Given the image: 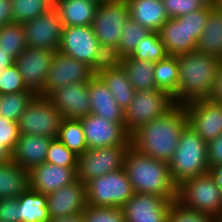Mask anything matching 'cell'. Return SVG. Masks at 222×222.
I'll return each instance as SVG.
<instances>
[{
  "label": "cell",
  "instance_id": "cell-53",
  "mask_svg": "<svg viewBox=\"0 0 222 222\" xmlns=\"http://www.w3.org/2000/svg\"><path fill=\"white\" fill-rule=\"evenodd\" d=\"M11 160V152L0 142V164Z\"/></svg>",
  "mask_w": 222,
  "mask_h": 222
},
{
  "label": "cell",
  "instance_id": "cell-2",
  "mask_svg": "<svg viewBox=\"0 0 222 222\" xmlns=\"http://www.w3.org/2000/svg\"><path fill=\"white\" fill-rule=\"evenodd\" d=\"M123 168L134 193L153 194L168 201L177 200L178 187L171 178L167 162L145 155L130 145Z\"/></svg>",
  "mask_w": 222,
  "mask_h": 222
},
{
  "label": "cell",
  "instance_id": "cell-29",
  "mask_svg": "<svg viewBox=\"0 0 222 222\" xmlns=\"http://www.w3.org/2000/svg\"><path fill=\"white\" fill-rule=\"evenodd\" d=\"M97 76L108 87L115 101L126 111L136 91L131 85L124 68L121 66L116 69L105 70Z\"/></svg>",
  "mask_w": 222,
  "mask_h": 222
},
{
  "label": "cell",
  "instance_id": "cell-51",
  "mask_svg": "<svg viewBox=\"0 0 222 222\" xmlns=\"http://www.w3.org/2000/svg\"><path fill=\"white\" fill-rule=\"evenodd\" d=\"M217 186L220 187L222 193V165L213 166L208 171Z\"/></svg>",
  "mask_w": 222,
  "mask_h": 222
},
{
  "label": "cell",
  "instance_id": "cell-35",
  "mask_svg": "<svg viewBox=\"0 0 222 222\" xmlns=\"http://www.w3.org/2000/svg\"><path fill=\"white\" fill-rule=\"evenodd\" d=\"M25 30L22 24L12 22L0 28V50L15 59L26 49Z\"/></svg>",
  "mask_w": 222,
  "mask_h": 222
},
{
  "label": "cell",
  "instance_id": "cell-1",
  "mask_svg": "<svg viewBox=\"0 0 222 222\" xmlns=\"http://www.w3.org/2000/svg\"><path fill=\"white\" fill-rule=\"evenodd\" d=\"M187 124L184 105L176 104L163 116L134 131L130 135L131 146L156 160L169 163Z\"/></svg>",
  "mask_w": 222,
  "mask_h": 222
},
{
  "label": "cell",
  "instance_id": "cell-31",
  "mask_svg": "<svg viewBox=\"0 0 222 222\" xmlns=\"http://www.w3.org/2000/svg\"><path fill=\"white\" fill-rule=\"evenodd\" d=\"M179 67L177 56L167 55L164 59L155 62L154 80L157 89L165 90L177 104V87Z\"/></svg>",
  "mask_w": 222,
  "mask_h": 222
},
{
  "label": "cell",
  "instance_id": "cell-18",
  "mask_svg": "<svg viewBox=\"0 0 222 222\" xmlns=\"http://www.w3.org/2000/svg\"><path fill=\"white\" fill-rule=\"evenodd\" d=\"M89 81L71 83L53 91L48 98L67 119H80L91 113Z\"/></svg>",
  "mask_w": 222,
  "mask_h": 222
},
{
  "label": "cell",
  "instance_id": "cell-52",
  "mask_svg": "<svg viewBox=\"0 0 222 222\" xmlns=\"http://www.w3.org/2000/svg\"><path fill=\"white\" fill-rule=\"evenodd\" d=\"M49 222H83V217H82V214H76V215L62 217V218H56V219L50 220Z\"/></svg>",
  "mask_w": 222,
  "mask_h": 222
},
{
  "label": "cell",
  "instance_id": "cell-12",
  "mask_svg": "<svg viewBox=\"0 0 222 222\" xmlns=\"http://www.w3.org/2000/svg\"><path fill=\"white\" fill-rule=\"evenodd\" d=\"M54 54V51L45 48L26 47L15 59L26 88L36 95L44 91Z\"/></svg>",
  "mask_w": 222,
  "mask_h": 222
},
{
  "label": "cell",
  "instance_id": "cell-5",
  "mask_svg": "<svg viewBox=\"0 0 222 222\" xmlns=\"http://www.w3.org/2000/svg\"><path fill=\"white\" fill-rule=\"evenodd\" d=\"M177 200L185 207L210 215L215 220L222 217L221 189L209 172L181 184Z\"/></svg>",
  "mask_w": 222,
  "mask_h": 222
},
{
  "label": "cell",
  "instance_id": "cell-49",
  "mask_svg": "<svg viewBox=\"0 0 222 222\" xmlns=\"http://www.w3.org/2000/svg\"><path fill=\"white\" fill-rule=\"evenodd\" d=\"M208 99L222 103V62L218 67L216 77L213 81V87Z\"/></svg>",
  "mask_w": 222,
  "mask_h": 222
},
{
  "label": "cell",
  "instance_id": "cell-45",
  "mask_svg": "<svg viewBox=\"0 0 222 222\" xmlns=\"http://www.w3.org/2000/svg\"><path fill=\"white\" fill-rule=\"evenodd\" d=\"M20 136L18 122L0 116V142L10 151L15 147Z\"/></svg>",
  "mask_w": 222,
  "mask_h": 222
},
{
  "label": "cell",
  "instance_id": "cell-41",
  "mask_svg": "<svg viewBox=\"0 0 222 222\" xmlns=\"http://www.w3.org/2000/svg\"><path fill=\"white\" fill-rule=\"evenodd\" d=\"M168 222H216L210 215L189 209L174 200L168 214Z\"/></svg>",
  "mask_w": 222,
  "mask_h": 222
},
{
  "label": "cell",
  "instance_id": "cell-4",
  "mask_svg": "<svg viewBox=\"0 0 222 222\" xmlns=\"http://www.w3.org/2000/svg\"><path fill=\"white\" fill-rule=\"evenodd\" d=\"M168 165L177 187L209 171L207 143L188 124L181 132L176 151Z\"/></svg>",
  "mask_w": 222,
  "mask_h": 222
},
{
  "label": "cell",
  "instance_id": "cell-54",
  "mask_svg": "<svg viewBox=\"0 0 222 222\" xmlns=\"http://www.w3.org/2000/svg\"><path fill=\"white\" fill-rule=\"evenodd\" d=\"M200 1L204 6H213L216 7L217 0H198Z\"/></svg>",
  "mask_w": 222,
  "mask_h": 222
},
{
  "label": "cell",
  "instance_id": "cell-7",
  "mask_svg": "<svg viewBox=\"0 0 222 222\" xmlns=\"http://www.w3.org/2000/svg\"><path fill=\"white\" fill-rule=\"evenodd\" d=\"M175 105L173 97L165 90L136 91L129 107L124 111L127 133L131 135L141 126L166 114Z\"/></svg>",
  "mask_w": 222,
  "mask_h": 222
},
{
  "label": "cell",
  "instance_id": "cell-10",
  "mask_svg": "<svg viewBox=\"0 0 222 222\" xmlns=\"http://www.w3.org/2000/svg\"><path fill=\"white\" fill-rule=\"evenodd\" d=\"M129 17L126 0L100 2L91 25L99 44L118 48L123 26Z\"/></svg>",
  "mask_w": 222,
  "mask_h": 222
},
{
  "label": "cell",
  "instance_id": "cell-24",
  "mask_svg": "<svg viewBox=\"0 0 222 222\" xmlns=\"http://www.w3.org/2000/svg\"><path fill=\"white\" fill-rule=\"evenodd\" d=\"M98 6L99 3L93 0H54L63 26L92 25Z\"/></svg>",
  "mask_w": 222,
  "mask_h": 222
},
{
  "label": "cell",
  "instance_id": "cell-44",
  "mask_svg": "<svg viewBox=\"0 0 222 222\" xmlns=\"http://www.w3.org/2000/svg\"><path fill=\"white\" fill-rule=\"evenodd\" d=\"M213 6H203L201 9L186 15V27L190 34L198 41L206 26L209 12Z\"/></svg>",
  "mask_w": 222,
  "mask_h": 222
},
{
  "label": "cell",
  "instance_id": "cell-50",
  "mask_svg": "<svg viewBox=\"0 0 222 222\" xmlns=\"http://www.w3.org/2000/svg\"><path fill=\"white\" fill-rule=\"evenodd\" d=\"M14 64L15 58L12 57L10 53L0 50V71H4L5 68H8Z\"/></svg>",
  "mask_w": 222,
  "mask_h": 222
},
{
  "label": "cell",
  "instance_id": "cell-15",
  "mask_svg": "<svg viewBox=\"0 0 222 222\" xmlns=\"http://www.w3.org/2000/svg\"><path fill=\"white\" fill-rule=\"evenodd\" d=\"M88 149L124 146L130 135L119 123L106 120L92 113L80 118Z\"/></svg>",
  "mask_w": 222,
  "mask_h": 222
},
{
  "label": "cell",
  "instance_id": "cell-40",
  "mask_svg": "<svg viewBox=\"0 0 222 222\" xmlns=\"http://www.w3.org/2000/svg\"><path fill=\"white\" fill-rule=\"evenodd\" d=\"M83 222H126L122 208L87 205L81 213Z\"/></svg>",
  "mask_w": 222,
  "mask_h": 222
},
{
  "label": "cell",
  "instance_id": "cell-47",
  "mask_svg": "<svg viewBox=\"0 0 222 222\" xmlns=\"http://www.w3.org/2000/svg\"><path fill=\"white\" fill-rule=\"evenodd\" d=\"M207 160L209 168L222 165V134L207 143Z\"/></svg>",
  "mask_w": 222,
  "mask_h": 222
},
{
  "label": "cell",
  "instance_id": "cell-17",
  "mask_svg": "<svg viewBox=\"0 0 222 222\" xmlns=\"http://www.w3.org/2000/svg\"><path fill=\"white\" fill-rule=\"evenodd\" d=\"M98 45L91 25L64 26L58 51L91 66Z\"/></svg>",
  "mask_w": 222,
  "mask_h": 222
},
{
  "label": "cell",
  "instance_id": "cell-19",
  "mask_svg": "<svg viewBox=\"0 0 222 222\" xmlns=\"http://www.w3.org/2000/svg\"><path fill=\"white\" fill-rule=\"evenodd\" d=\"M86 206V184L78 179L47 194V210L51 220L81 214Z\"/></svg>",
  "mask_w": 222,
  "mask_h": 222
},
{
  "label": "cell",
  "instance_id": "cell-22",
  "mask_svg": "<svg viewBox=\"0 0 222 222\" xmlns=\"http://www.w3.org/2000/svg\"><path fill=\"white\" fill-rule=\"evenodd\" d=\"M88 95L92 114L119 123L125 128L124 110L115 101L108 87L97 75L89 80Z\"/></svg>",
  "mask_w": 222,
  "mask_h": 222
},
{
  "label": "cell",
  "instance_id": "cell-55",
  "mask_svg": "<svg viewBox=\"0 0 222 222\" xmlns=\"http://www.w3.org/2000/svg\"><path fill=\"white\" fill-rule=\"evenodd\" d=\"M216 7L222 11V0H217Z\"/></svg>",
  "mask_w": 222,
  "mask_h": 222
},
{
  "label": "cell",
  "instance_id": "cell-46",
  "mask_svg": "<svg viewBox=\"0 0 222 222\" xmlns=\"http://www.w3.org/2000/svg\"><path fill=\"white\" fill-rule=\"evenodd\" d=\"M17 198L0 199V220L19 222Z\"/></svg>",
  "mask_w": 222,
  "mask_h": 222
},
{
  "label": "cell",
  "instance_id": "cell-56",
  "mask_svg": "<svg viewBox=\"0 0 222 222\" xmlns=\"http://www.w3.org/2000/svg\"><path fill=\"white\" fill-rule=\"evenodd\" d=\"M93 1H97L98 3H100V2L108 1V0H93Z\"/></svg>",
  "mask_w": 222,
  "mask_h": 222
},
{
  "label": "cell",
  "instance_id": "cell-38",
  "mask_svg": "<svg viewBox=\"0 0 222 222\" xmlns=\"http://www.w3.org/2000/svg\"><path fill=\"white\" fill-rule=\"evenodd\" d=\"M122 58L118 48L99 44L90 69L94 75H98L102 71L119 68L122 65Z\"/></svg>",
  "mask_w": 222,
  "mask_h": 222
},
{
  "label": "cell",
  "instance_id": "cell-23",
  "mask_svg": "<svg viewBox=\"0 0 222 222\" xmlns=\"http://www.w3.org/2000/svg\"><path fill=\"white\" fill-rule=\"evenodd\" d=\"M158 33L168 55L177 56L196 51L197 40L186 27V15L169 18Z\"/></svg>",
  "mask_w": 222,
  "mask_h": 222
},
{
  "label": "cell",
  "instance_id": "cell-36",
  "mask_svg": "<svg viewBox=\"0 0 222 222\" xmlns=\"http://www.w3.org/2000/svg\"><path fill=\"white\" fill-rule=\"evenodd\" d=\"M164 44L160 39L159 33L152 31L142 39L133 51L127 56L137 60H148L158 62L167 56Z\"/></svg>",
  "mask_w": 222,
  "mask_h": 222
},
{
  "label": "cell",
  "instance_id": "cell-30",
  "mask_svg": "<svg viewBox=\"0 0 222 222\" xmlns=\"http://www.w3.org/2000/svg\"><path fill=\"white\" fill-rule=\"evenodd\" d=\"M121 66L135 91L157 89L154 80L155 62L125 56L122 58Z\"/></svg>",
  "mask_w": 222,
  "mask_h": 222
},
{
  "label": "cell",
  "instance_id": "cell-8",
  "mask_svg": "<svg viewBox=\"0 0 222 222\" xmlns=\"http://www.w3.org/2000/svg\"><path fill=\"white\" fill-rule=\"evenodd\" d=\"M63 115L46 96L36 95L18 120L20 134L57 138Z\"/></svg>",
  "mask_w": 222,
  "mask_h": 222
},
{
  "label": "cell",
  "instance_id": "cell-43",
  "mask_svg": "<svg viewBox=\"0 0 222 222\" xmlns=\"http://www.w3.org/2000/svg\"><path fill=\"white\" fill-rule=\"evenodd\" d=\"M169 18H178L201 9L204 5L198 0H163Z\"/></svg>",
  "mask_w": 222,
  "mask_h": 222
},
{
  "label": "cell",
  "instance_id": "cell-39",
  "mask_svg": "<svg viewBox=\"0 0 222 222\" xmlns=\"http://www.w3.org/2000/svg\"><path fill=\"white\" fill-rule=\"evenodd\" d=\"M45 162L60 167L77 168L78 156L55 138L49 145Z\"/></svg>",
  "mask_w": 222,
  "mask_h": 222
},
{
  "label": "cell",
  "instance_id": "cell-25",
  "mask_svg": "<svg viewBox=\"0 0 222 222\" xmlns=\"http://www.w3.org/2000/svg\"><path fill=\"white\" fill-rule=\"evenodd\" d=\"M129 16L151 31L158 32L169 19L163 0H126Z\"/></svg>",
  "mask_w": 222,
  "mask_h": 222
},
{
  "label": "cell",
  "instance_id": "cell-48",
  "mask_svg": "<svg viewBox=\"0 0 222 222\" xmlns=\"http://www.w3.org/2000/svg\"><path fill=\"white\" fill-rule=\"evenodd\" d=\"M12 22V0H0V28Z\"/></svg>",
  "mask_w": 222,
  "mask_h": 222
},
{
  "label": "cell",
  "instance_id": "cell-6",
  "mask_svg": "<svg viewBox=\"0 0 222 222\" xmlns=\"http://www.w3.org/2000/svg\"><path fill=\"white\" fill-rule=\"evenodd\" d=\"M133 195L134 191L124 168L86 183V202L90 206L122 208Z\"/></svg>",
  "mask_w": 222,
  "mask_h": 222
},
{
  "label": "cell",
  "instance_id": "cell-11",
  "mask_svg": "<svg viewBox=\"0 0 222 222\" xmlns=\"http://www.w3.org/2000/svg\"><path fill=\"white\" fill-rule=\"evenodd\" d=\"M188 125L206 142L222 134V103L198 99L184 105Z\"/></svg>",
  "mask_w": 222,
  "mask_h": 222
},
{
  "label": "cell",
  "instance_id": "cell-16",
  "mask_svg": "<svg viewBox=\"0 0 222 222\" xmlns=\"http://www.w3.org/2000/svg\"><path fill=\"white\" fill-rule=\"evenodd\" d=\"M172 203L161 196L134 193L122 210L126 222H168Z\"/></svg>",
  "mask_w": 222,
  "mask_h": 222
},
{
  "label": "cell",
  "instance_id": "cell-57",
  "mask_svg": "<svg viewBox=\"0 0 222 222\" xmlns=\"http://www.w3.org/2000/svg\"><path fill=\"white\" fill-rule=\"evenodd\" d=\"M216 222H222V217H221V218H218V219L216 220Z\"/></svg>",
  "mask_w": 222,
  "mask_h": 222
},
{
  "label": "cell",
  "instance_id": "cell-26",
  "mask_svg": "<svg viewBox=\"0 0 222 222\" xmlns=\"http://www.w3.org/2000/svg\"><path fill=\"white\" fill-rule=\"evenodd\" d=\"M29 188V171L9 160L0 164V199L18 198Z\"/></svg>",
  "mask_w": 222,
  "mask_h": 222
},
{
  "label": "cell",
  "instance_id": "cell-33",
  "mask_svg": "<svg viewBox=\"0 0 222 222\" xmlns=\"http://www.w3.org/2000/svg\"><path fill=\"white\" fill-rule=\"evenodd\" d=\"M35 96L36 94L31 90L0 95V116L18 122Z\"/></svg>",
  "mask_w": 222,
  "mask_h": 222
},
{
  "label": "cell",
  "instance_id": "cell-42",
  "mask_svg": "<svg viewBox=\"0 0 222 222\" xmlns=\"http://www.w3.org/2000/svg\"><path fill=\"white\" fill-rule=\"evenodd\" d=\"M28 91L19 69L14 64L5 68L0 75V95Z\"/></svg>",
  "mask_w": 222,
  "mask_h": 222
},
{
  "label": "cell",
  "instance_id": "cell-32",
  "mask_svg": "<svg viewBox=\"0 0 222 222\" xmlns=\"http://www.w3.org/2000/svg\"><path fill=\"white\" fill-rule=\"evenodd\" d=\"M57 139L77 156L88 149L80 119L63 118Z\"/></svg>",
  "mask_w": 222,
  "mask_h": 222
},
{
  "label": "cell",
  "instance_id": "cell-20",
  "mask_svg": "<svg viewBox=\"0 0 222 222\" xmlns=\"http://www.w3.org/2000/svg\"><path fill=\"white\" fill-rule=\"evenodd\" d=\"M77 180V168L42 163L29 171V188L50 194Z\"/></svg>",
  "mask_w": 222,
  "mask_h": 222
},
{
  "label": "cell",
  "instance_id": "cell-37",
  "mask_svg": "<svg viewBox=\"0 0 222 222\" xmlns=\"http://www.w3.org/2000/svg\"><path fill=\"white\" fill-rule=\"evenodd\" d=\"M152 31L143 27L140 23L132 20L130 17L125 22L120 43L118 47L119 54L122 57L128 56L142 39L149 35Z\"/></svg>",
  "mask_w": 222,
  "mask_h": 222
},
{
  "label": "cell",
  "instance_id": "cell-34",
  "mask_svg": "<svg viewBox=\"0 0 222 222\" xmlns=\"http://www.w3.org/2000/svg\"><path fill=\"white\" fill-rule=\"evenodd\" d=\"M54 7V0H12L13 22L23 24Z\"/></svg>",
  "mask_w": 222,
  "mask_h": 222
},
{
  "label": "cell",
  "instance_id": "cell-3",
  "mask_svg": "<svg viewBox=\"0 0 222 222\" xmlns=\"http://www.w3.org/2000/svg\"><path fill=\"white\" fill-rule=\"evenodd\" d=\"M177 62V104L185 105L191 101L209 98L221 60L196 50L177 55Z\"/></svg>",
  "mask_w": 222,
  "mask_h": 222
},
{
  "label": "cell",
  "instance_id": "cell-27",
  "mask_svg": "<svg viewBox=\"0 0 222 222\" xmlns=\"http://www.w3.org/2000/svg\"><path fill=\"white\" fill-rule=\"evenodd\" d=\"M196 50L222 58V11L217 7L209 12L206 26L197 41Z\"/></svg>",
  "mask_w": 222,
  "mask_h": 222
},
{
  "label": "cell",
  "instance_id": "cell-13",
  "mask_svg": "<svg viewBox=\"0 0 222 222\" xmlns=\"http://www.w3.org/2000/svg\"><path fill=\"white\" fill-rule=\"evenodd\" d=\"M93 76L87 64L55 51L44 91L40 95L48 97L53 91L63 86L76 82H88Z\"/></svg>",
  "mask_w": 222,
  "mask_h": 222
},
{
  "label": "cell",
  "instance_id": "cell-14",
  "mask_svg": "<svg viewBox=\"0 0 222 222\" xmlns=\"http://www.w3.org/2000/svg\"><path fill=\"white\" fill-rule=\"evenodd\" d=\"M27 47L58 51L63 31V22L53 7L47 13L22 24Z\"/></svg>",
  "mask_w": 222,
  "mask_h": 222
},
{
  "label": "cell",
  "instance_id": "cell-9",
  "mask_svg": "<svg viewBox=\"0 0 222 222\" xmlns=\"http://www.w3.org/2000/svg\"><path fill=\"white\" fill-rule=\"evenodd\" d=\"M131 145L87 149L78 156L77 179L86 184L89 180L123 168L125 154Z\"/></svg>",
  "mask_w": 222,
  "mask_h": 222
},
{
  "label": "cell",
  "instance_id": "cell-21",
  "mask_svg": "<svg viewBox=\"0 0 222 222\" xmlns=\"http://www.w3.org/2000/svg\"><path fill=\"white\" fill-rule=\"evenodd\" d=\"M52 140L51 137L41 135L20 134L11 152V160L25 170L30 171L35 166L45 163Z\"/></svg>",
  "mask_w": 222,
  "mask_h": 222
},
{
  "label": "cell",
  "instance_id": "cell-28",
  "mask_svg": "<svg viewBox=\"0 0 222 222\" xmlns=\"http://www.w3.org/2000/svg\"><path fill=\"white\" fill-rule=\"evenodd\" d=\"M19 222H49L47 195L28 188L18 198Z\"/></svg>",
  "mask_w": 222,
  "mask_h": 222
}]
</instances>
